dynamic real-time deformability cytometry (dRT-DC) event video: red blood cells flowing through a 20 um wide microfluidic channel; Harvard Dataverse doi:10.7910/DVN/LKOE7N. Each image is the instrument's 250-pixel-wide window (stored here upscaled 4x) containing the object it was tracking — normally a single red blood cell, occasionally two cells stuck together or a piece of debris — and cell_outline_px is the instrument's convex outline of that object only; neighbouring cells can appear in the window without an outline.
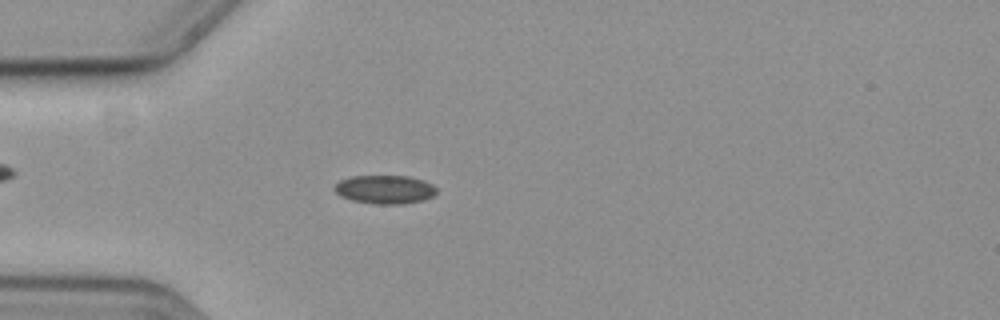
{"species": "common noctule bat (a hibernating species)", "species_latin": "Nyctalus noctula", "temperature_condition": "cold", "stored_images_in_passage": 58, "camera_frame_rate_fps": 3000, "um_per_image_px": 0.085, "animal": {"sex": "female", "body_mass_g": 19.3, "forearm_length_mm": 54.1}, "frame": {"image": 1, "passage_image": 17, "time_ms": 5.333, "image_size_px": [1000, 320], "cell_outline_px": [[436, 192], [432, 196], [424, 200], [404, 204], [372, 204], [352, 200], [340, 196], [332, 188], [340, 180], [352, 176], [408, 176], [424, 180], [432, 184], [436, 188]], "centroid_in_image_um": [32.7, 16.11], "position_along_channel_um": 52.3, "area_um2": 17.11}}
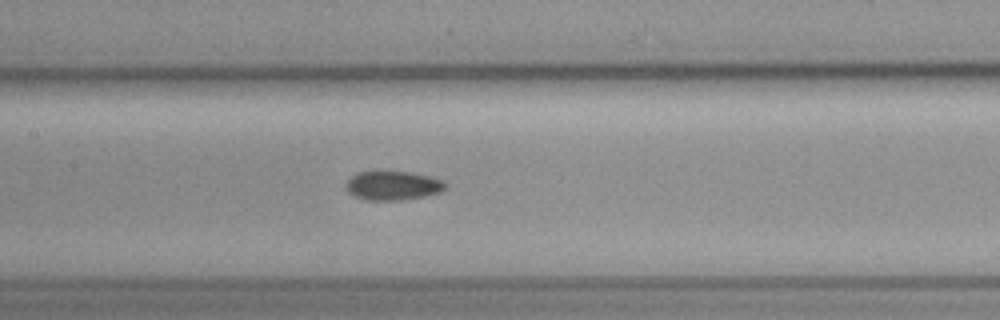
{"frame": {"image": 2, "passage_image": 28, "time_ms": 9.0, "image_size_px": [1000, 320], "cell_outline_px": [[444, 188], [440, 192], [424, 196], [400, 200], [364, 200], [352, 196], [348, 192], [348, 180], [352, 176], [360, 172], [408, 172], [428, 176], [440, 180], [444, 184]], "centroid_in_image_um": [33.35, 15.79], "position_along_channel_um": 174.0, "area_um2": 16.36}}
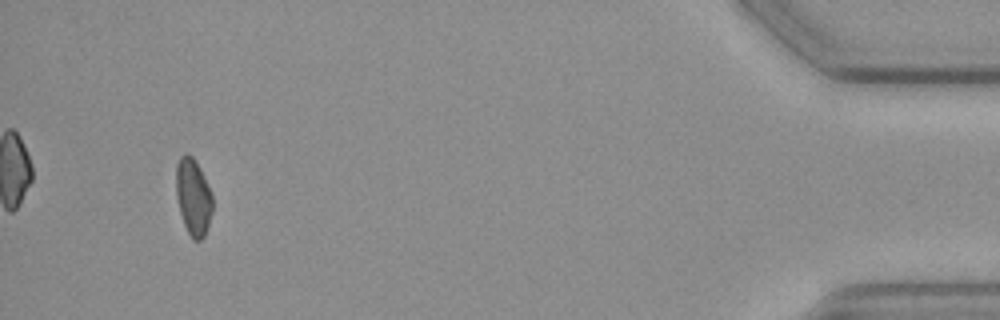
{"frame": {"image": 3, "passage_image": 55, "time_ms": 18.0, "image_size_px": [1000, 320], "cell_outline_px": [[212, 212], [204, 236], [200, 240], [192, 240], [184, 224], [180, 212], [176, 196], [176, 164], [180, 156], [184, 152], [188, 152], [196, 160], [204, 176], [212, 196]], "centroid_in_image_um": [16.41, 16.69], "position_along_channel_um": 418.8, "area_um2": 16.36}, "authors_computed_cell_mechanics": {"area_um2": 16.5308, "velocity_mm_per_s": 3.5918, "shape_relaxation_time_tau1_ms": null, "shape_relaxation_time_tau2_ms": 6.3013, "deformation_change_tau1": null, "deformation_change_tau2": 0.1042}}